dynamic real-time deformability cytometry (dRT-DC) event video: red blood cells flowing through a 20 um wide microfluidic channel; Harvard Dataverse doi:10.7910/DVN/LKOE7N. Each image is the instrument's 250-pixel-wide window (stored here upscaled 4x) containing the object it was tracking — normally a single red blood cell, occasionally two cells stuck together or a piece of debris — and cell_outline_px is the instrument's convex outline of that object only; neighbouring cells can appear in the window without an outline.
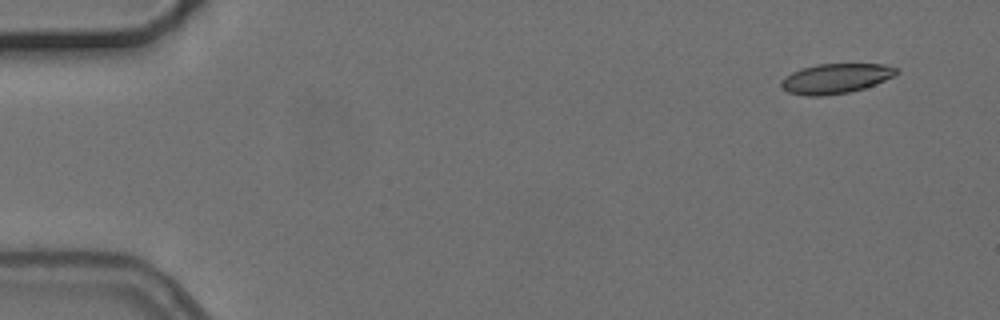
{"species": "common noctule bat (a hibernating species)", "species_latin": "Nyctalus noctula", "temperature_condition": "cold", "stored_images_in_passage": 7, "camera_frame_rate_fps": 3000, "um_per_image_px": 0.085, "animal": {"sex": "female", "body_mass_g": 24.6, "forearm_length_mm": 56.2}, "frame": {"image": 1, "passage_image": 1, "time_ms": 0.0, "image_size_px": [1000, 320], "cell_outline_px": [[900, 72], [896, 76], [864, 88], [848, 92], [824, 96], [808, 96], [788, 92], [780, 88], [780, 80], [784, 76], [792, 72], [816, 64], [884, 64], [900, 68]], "centroid_in_image_um": [71.05, 6.67], "position_along_channel_um": 14.0, "area_um2": 20.29}}
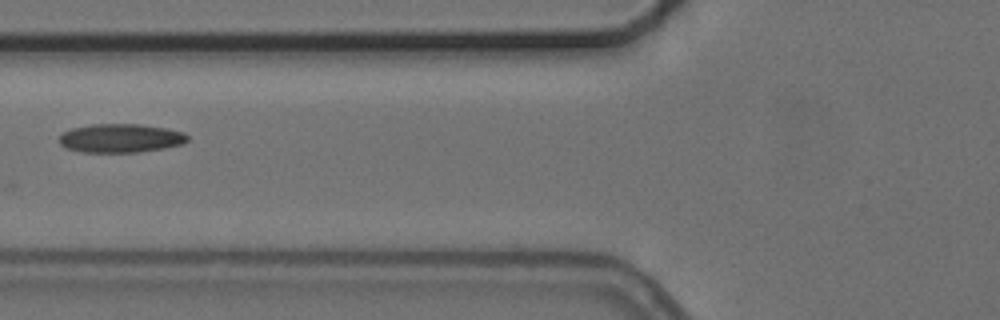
{"frame": {"image": 2, "passage_image": 6, "time_ms": 6.0, "image_size_px": [1000, 320], "cell_outline_px": [[188, 140], [184, 144], [164, 148], [136, 152], [84, 152], [64, 148], [60, 144], [60, 136], [64, 132], [72, 128], [92, 124], [140, 124], [164, 128], [184, 132], [188, 136]], "centroid_in_image_um": [10.26, 11.74], "position_along_channel_um": 115.5, "area_um2": 21.44}}
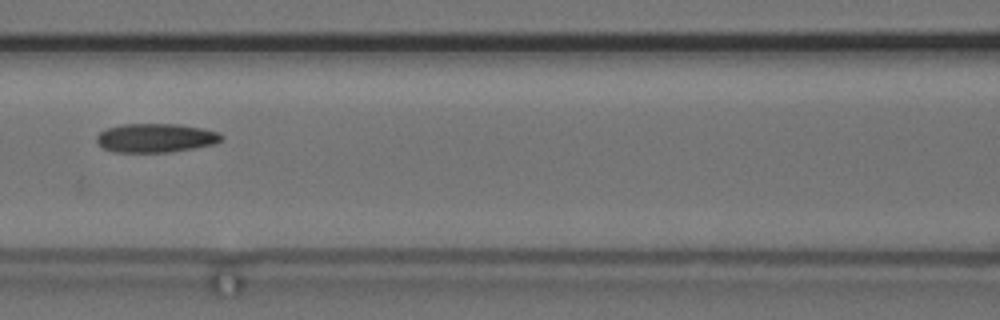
{"frame": {"image": 3, "passage_image": 7, "time_ms": 7.0, "image_size_px": [1000, 320], "cell_outline_px": [[224, 136], [216, 144], [172, 152], [112, 152], [104, 148], [96, 140], [96, 136], [100, 132], [108, 128], [124, 124], [180, 124], [220, 132]], "centroid_in_image_um": [13.26, 11.73], "position_along_channel_um": 153.3, "area_um2": 21.04}}